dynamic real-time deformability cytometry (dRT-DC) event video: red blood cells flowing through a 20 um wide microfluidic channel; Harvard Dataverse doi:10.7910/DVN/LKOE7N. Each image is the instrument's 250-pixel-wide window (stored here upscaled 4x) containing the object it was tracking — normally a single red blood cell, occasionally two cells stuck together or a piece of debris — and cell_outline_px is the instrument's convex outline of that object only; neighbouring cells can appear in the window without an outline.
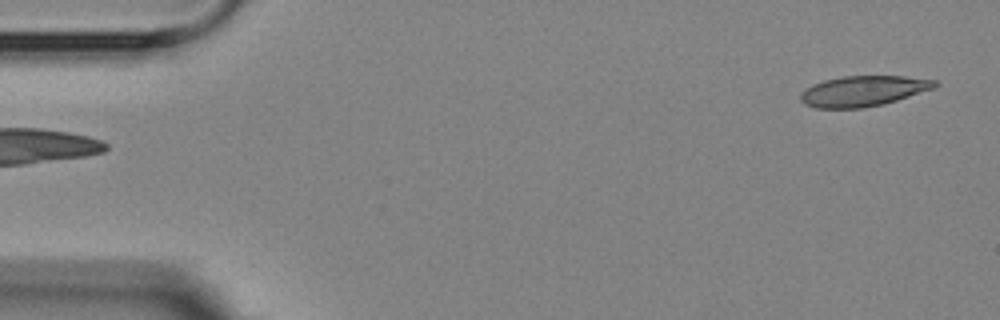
{"species": "Egyptian fruit bat (a non-hibernating species)", "species_latin": "Rousettus aegyptiacus", "temperature_condition": "room temperature", "stored_images_in_passage": 3, "segment_of_instrument_passage": [2, 2], "camera_frame_rate_fps": 3000, "um_per_image_px": 0.085, "animal": {"sex": "female"}, "frame": {"image": 1, "passage_image": 3, "time_ms": 2.333, "image_size_px": [1000, 320], "cell_outline_px": [[940, 84], [936, 88], [884, 104], [860, 108], [816, 108], [804, 104], [800, 100], [800, 92], [804, 88], [812, 84], [824, 80], [844, 76], [904, 76], [936, 80]], "centroid_in_image_um": [73.37, 7.73], "position_along_channel_um": 11.6, "area_um2": 24.1}}